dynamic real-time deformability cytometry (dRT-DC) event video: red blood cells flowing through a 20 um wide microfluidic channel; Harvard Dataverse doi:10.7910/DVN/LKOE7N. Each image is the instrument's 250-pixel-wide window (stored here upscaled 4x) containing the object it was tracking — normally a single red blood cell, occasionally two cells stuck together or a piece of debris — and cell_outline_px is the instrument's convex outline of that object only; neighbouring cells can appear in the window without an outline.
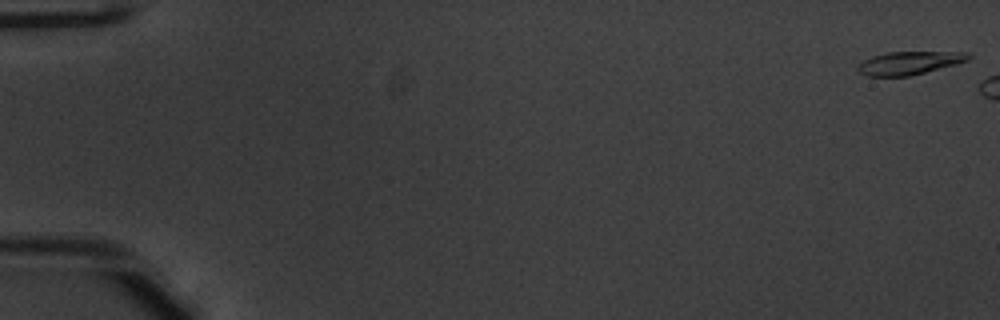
{"species": "common noctule bat (a hibernating species)", "species_latin": "Nyctalus noctula", "temperature_condition": "warm", "stored_images_in_passage": 9, "camera_frame_rate_fps": 3000, "um_per_image_px": 0.085, "animal": {"sex": "male", "body_mass_g": 20.1, "forearm_length_mm": 53.5}, "frame": {"image": 1, "passage_image": 1, "time_ms": 0.0, "image_size_px": [1000, 320], "cell_outline_px": [[972, 56], [968, 60], [956, 64], [908, 76], [868, 76], [860, 72], [856, 68], [864, 60], [872, 56], [888, 52], [968, 52]], "centroid_in_image_um": [77.3, 5.34], "position_along_channel_um": 7.7, "area_um2": 14.68}}